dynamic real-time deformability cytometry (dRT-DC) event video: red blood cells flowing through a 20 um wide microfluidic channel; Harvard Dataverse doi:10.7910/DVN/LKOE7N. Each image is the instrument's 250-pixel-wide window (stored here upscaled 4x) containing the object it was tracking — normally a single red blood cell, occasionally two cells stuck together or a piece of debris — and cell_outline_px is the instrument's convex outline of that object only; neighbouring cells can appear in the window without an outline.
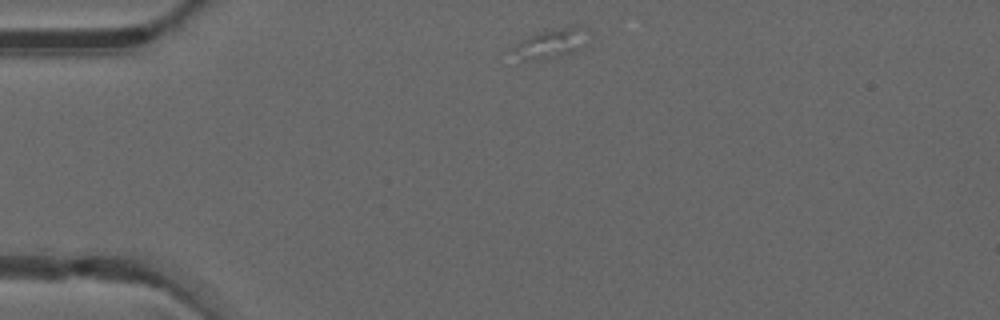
{"species": "common noctule bat (a hibernating species)", "species_latin": "Nyctalus noctula", "temperature_condition": "warm", "stored_images_in_passage": 6, "camera_frame_rate_fps": 3000, "um_per_image_px": 0.085, "animal": {"sex": "male", "forearm_length_mm": 52.5}, "frame": {"image": 1, "passage_image": 1, "time_ms": 0.0, "image_size_px": [1000, 320], "cell_outline_px": [[584, 44], [560, 56], [548, 60], [524, 60], [508, 48], [528, 36], [540, 32], [572, 24], [580, 24]], "centroid_in_image_um": [46.7, 3.69], "position_along_channel_um": 38.3, "area_um2": 12.48}}